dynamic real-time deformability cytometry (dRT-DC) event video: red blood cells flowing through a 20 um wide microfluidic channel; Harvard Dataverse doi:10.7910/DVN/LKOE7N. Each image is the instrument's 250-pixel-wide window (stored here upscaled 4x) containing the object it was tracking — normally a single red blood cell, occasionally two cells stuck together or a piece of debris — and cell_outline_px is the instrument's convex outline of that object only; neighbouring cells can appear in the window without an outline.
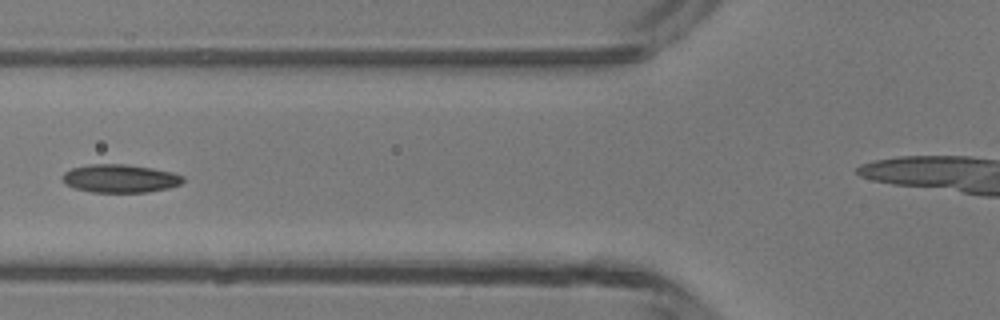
{"species": "common noctule bat (a hibernating species)", "species_latin": "Nyctalus noctula", "temperature_condition": "room temperature", "stored_images_in_passage": 5, "camera_frame_rate_fps": 3000, "um_per_image_px": 0.085, "animal": {"sex": "male", "body_mass_g": 13.3}, "frame": {"image": 1, "passage_image": 5, "time_ms": 4.333, "image_size_px": [1000, 320], "cell_outline_px": [[184, 180], [180, 184], [168, 188], [148, 192], [92, 192], [76, 188], [64, 184], [60, 176], [64, 172], [72, 168], [92, 164], [124, 164], [152, 168], [172, 172], [184, 176]], "centroid_in_image_um": [10.19, 15.17], "position_along_channel_um": 115.6, "area_um2": 19.83}}